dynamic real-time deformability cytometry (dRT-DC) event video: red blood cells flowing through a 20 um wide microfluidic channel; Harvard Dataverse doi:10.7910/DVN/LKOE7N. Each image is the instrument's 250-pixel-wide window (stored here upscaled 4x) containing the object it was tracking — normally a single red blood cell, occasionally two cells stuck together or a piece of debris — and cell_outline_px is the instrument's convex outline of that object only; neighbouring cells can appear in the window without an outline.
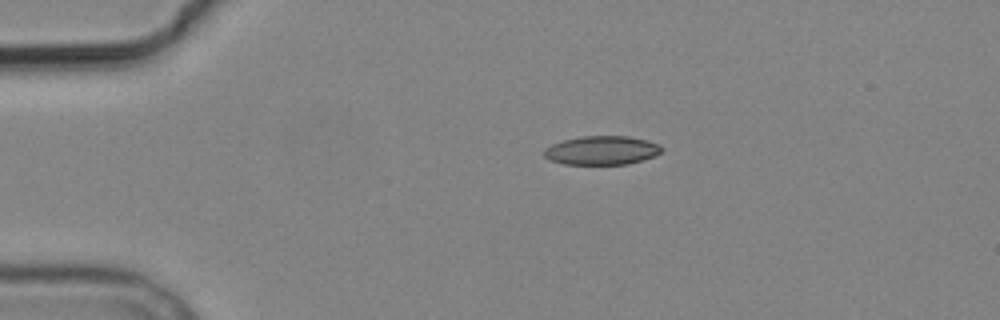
{"species": "common noctule bat (a hibernating species)", "species_latin": "Nyctalus noctula", "temperature_condition": "cold", "stored_images_in_passage": 6, "camera_frame_rate_fps": 3000, "um_per_image_px": 0.085, "animal": {"sex": "male", "body_mass_g": 19.2, "forearm_length_mm": 51.8}, "frame": {"image": 1, "passage_image": 1, "time_ms": 0.0, "image_size_px": [1000, 320], "cell_outline_px": [[664, 148], [656, 156], [628, 164], [564, 164], [552, 160], [544, 156], [544, 148], [552, 144], [564, 140], [580, 136], [628, 136], [648, 140], [660, 144]], "centroid_in_image_um": [51.19, 12.77], "position_along_channel_um": 33.8, "area_um2": 19.83}}
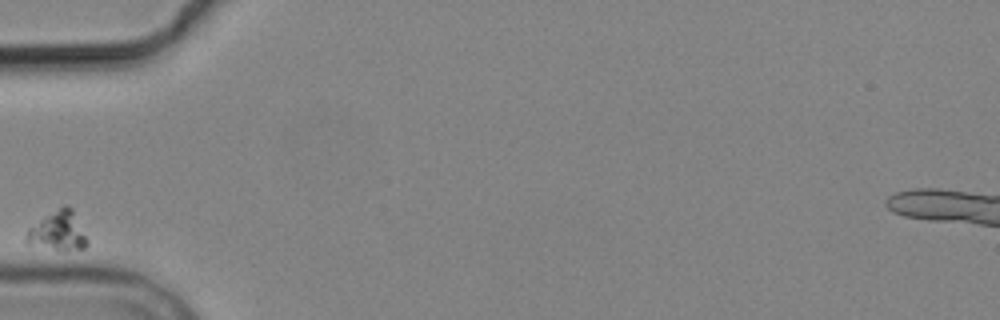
{"frame": {"image": 2, "passage_image": 3, "time_ms": 3.333, "image_size_px": [1000, 320], "cell_outline_px": [[88, 244], [84, 248], [56, 248], [28, 244], [24, 240], [24, 236], [28, 228], [44, 216], [64, 204], [68, 204], [72, 208], [88, 240]], "centroid_in_image_um": [4.9, 19.58], "position_along_channel_um": 80.1, "area_um2": 13.58}}
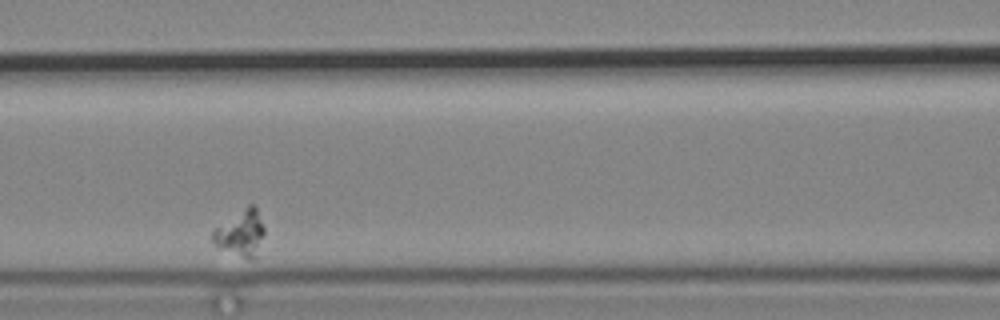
{"frame": {"image": 3, "passage_image": 5, "time_ms": 5.667, "image_size_px": [1000, 320], "cell_outline_px": [[264, 236], [256, 260], [248, 260], [220, 248], [212, 240], [212, 228], [248, 204], [256, 204], [264, 228]], "centroid_in_image_um": [20.48, 19.81], "position_along_channel_um": 146.1, "area_um2": 14.39}}